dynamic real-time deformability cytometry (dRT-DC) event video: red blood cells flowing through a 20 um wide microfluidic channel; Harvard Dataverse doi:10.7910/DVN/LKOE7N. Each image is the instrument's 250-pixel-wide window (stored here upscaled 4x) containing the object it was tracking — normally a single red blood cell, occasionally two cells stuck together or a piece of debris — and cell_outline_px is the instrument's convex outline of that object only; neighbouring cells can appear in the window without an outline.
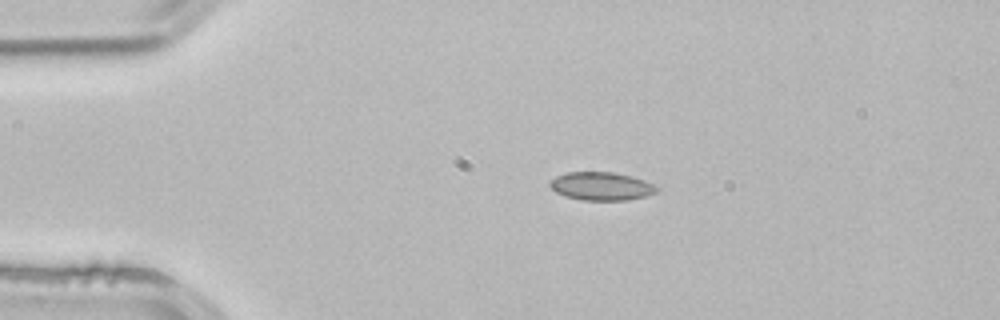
{"species": "common noctule bat (a hibernating species)", "species_latin": "Nyctalus noctula", "temperature_condition": "room temperature", "stored_images_in_passage": 3, "camera_frame_rate_fps": 3000, "um_per_image_px": 0.085, "animal": {"sex": "male", "body_mass_g": 21.5, "forearm_length_mm": 52.0}, "frame": {"image": 1, "passage_image": 2, "time_ms": 0.333, "image_size_px": [1000, 320], "cell_outline_px": [[660, 188], [656, 192], [648, 196], [628, 200], [580, 200], [564, 196], [556, 192], [548, 184], [548, 180], [556, 176], [568, 172], [612, 172], [628, 176], [652, 184]], "centroid_in_image_um": [51.06, 15.84], "position_along_channel_um": 33.9, "area_um2": 17.51}}